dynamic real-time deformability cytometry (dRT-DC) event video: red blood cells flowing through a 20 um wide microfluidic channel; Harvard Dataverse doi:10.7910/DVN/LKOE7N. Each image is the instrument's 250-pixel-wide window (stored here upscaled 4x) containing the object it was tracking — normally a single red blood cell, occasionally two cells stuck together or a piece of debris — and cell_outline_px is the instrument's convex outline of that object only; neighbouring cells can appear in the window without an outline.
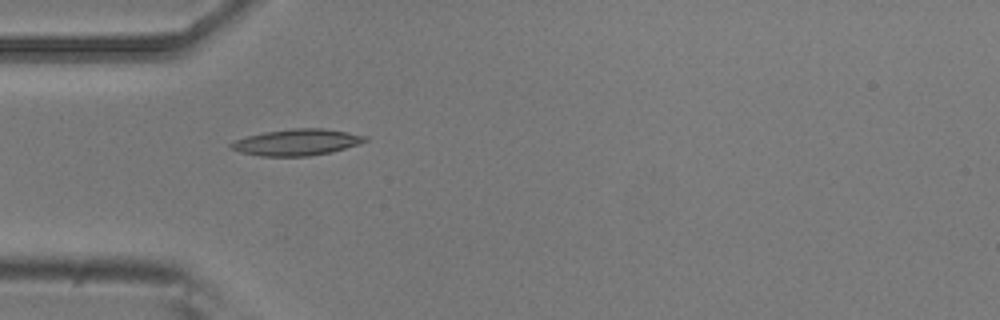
{"species": "common noctule bat (a hibernating species)", "species_latin": "Nyctalus noctula", "temperature_condition": "room temperature", "stored_images_in_passage": 10, "camera_frame_rate_fps": 3000, "um_per_image_px": 0.085, "animal": {"sex": "male", "body_mass_g": 20.5, "forearm_length_mm": 52.5}, "frame": {"image": 1, "passage_image": 5, "time_ms": 1.333, "image_size_px": [1000, 320], "cell_outline_px": [[368, 140], [360, 144], [332, 152], [308, 156], [260, 156], [240, 152], [232, 148], [228, 144], [236, 140], [248, 136], [264, 132], [292, 128], [320, 128], [348, 132], [368, 136]], "centroid_in_image_um": [25.27, 12.09], "position_along_channel_um": 59.7, "area_um2": 20.58}}
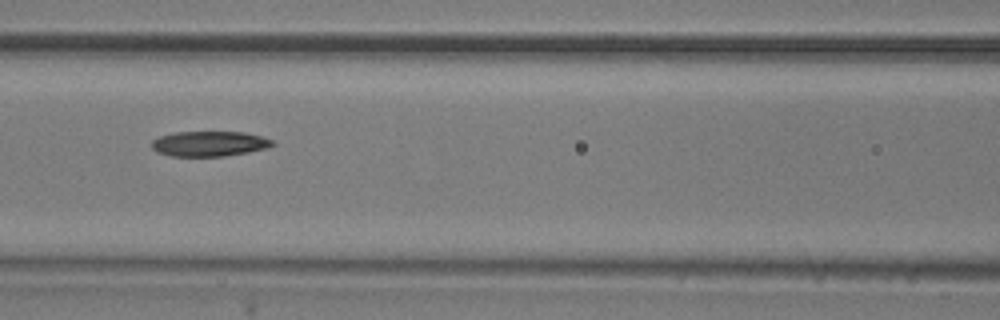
{"frame": {"image": 2, "passage_image": 7, "time_ms": 2.0, "image_size_px": [1000, 320], "cell_outline_px": [[276, 144], [264, 148], [248, 152], [224, 156], [172, 156], [156, 152], [152, 148], [152, 140], [160, 136], [172, 132], [244, 132], [264, 136], [272, 140]], "centroid_in_image_um": [17.78, 12.21], "position_along_channel_um": 148.8, "area_um2": 17.74}}
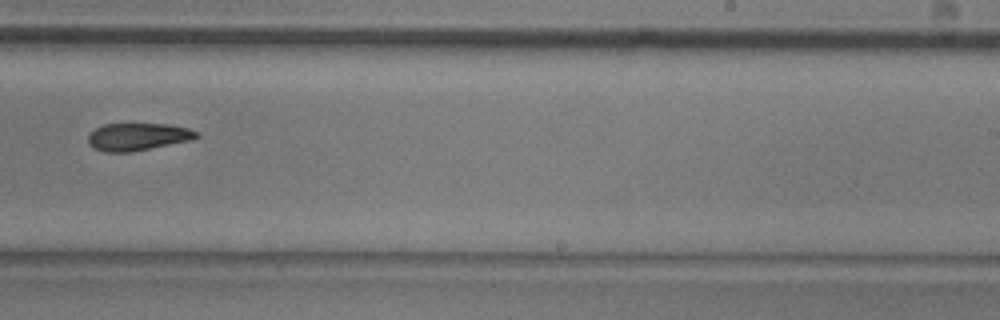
{"frame": {"image": 3, "passage_image": 10, "time_ms": 3.0, "image_size_px": [1000, 320], "cell_outline_px": [[200, 136], [192, 140], [132, 152], [104, 152], [92, 148], [88, 144], [88, 132], [104, 124], [168, 124], [188, 128], [200, 132]], "centroid_in_image_um": [11.7, 11.63], "position_along_channel_um": 277.3, "area_um2": 17.63}}